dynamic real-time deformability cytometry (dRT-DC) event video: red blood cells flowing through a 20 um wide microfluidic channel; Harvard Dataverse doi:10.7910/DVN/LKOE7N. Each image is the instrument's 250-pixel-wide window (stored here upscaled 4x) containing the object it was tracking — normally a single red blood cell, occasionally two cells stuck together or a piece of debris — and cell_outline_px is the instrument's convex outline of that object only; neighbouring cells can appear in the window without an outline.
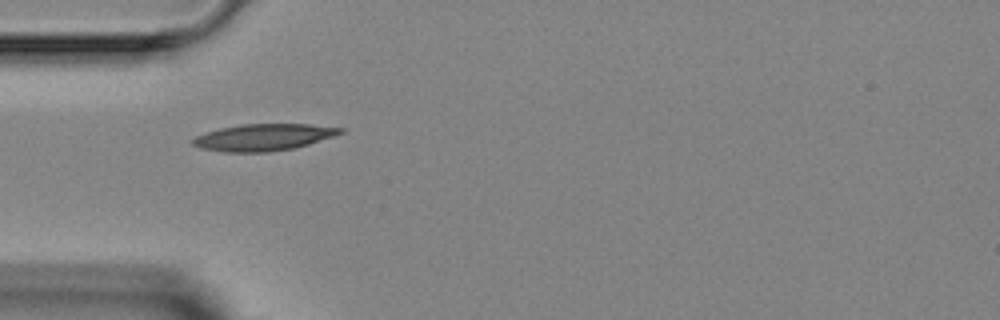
{"species": "Egyptian fruit bat (a non-hibernating species)", "species_latin": "Rousettus aegyptiacus", "temperature_condition": "room temperature", "stored_images_in_passage": 4, "camera_frame_rate_fps": 3000, "um_per_image_px": 0.085, "animal": {"sex": "female"}, "frame": {"image": 1, "passage_image": 1, "time_ms": 0.0, "image_size_px": [1000, 320], "cell_outline_px": [[344, 132], [336, 136], [296, 148], [268, 152], [224, 152], [200, 148], [192, 144], [188, 140], [196, 136], [220, 128], [240, 124], [308, 124], [344, 128]], "centroid_in_image_um": [22.41, 11.67], "position_along_channel_um": 62.6, "area_um2": 23.24}}
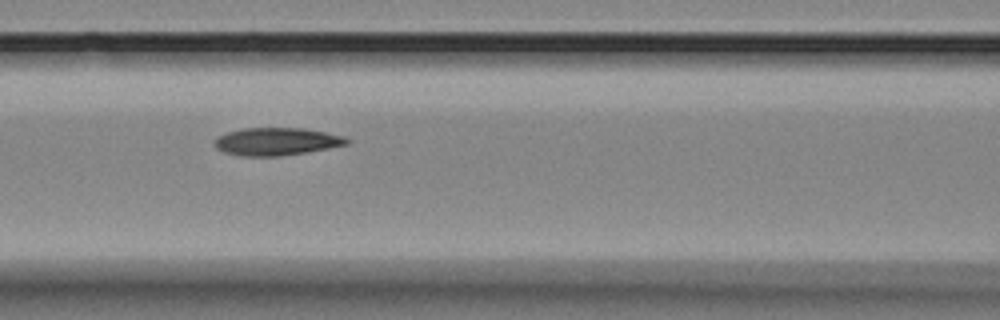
{"frame": {"image": 2, "passage_image": 3, "time_ms": 2.0, "image_size_px": [1000, 320], "cell_outline_px": [[352, 140], [348, 144], [308, 152], [280, 156], [240, 156], [224, 152], [216, 148], [212, 144], [212, 140], [216, 136], [228, 132], [244, 128], [304, 128], [344, 136]], "centroid_in_image_um": [23.47, 12.03], "position_along_channel_um": 143.1, "area_um2": 21.56}}
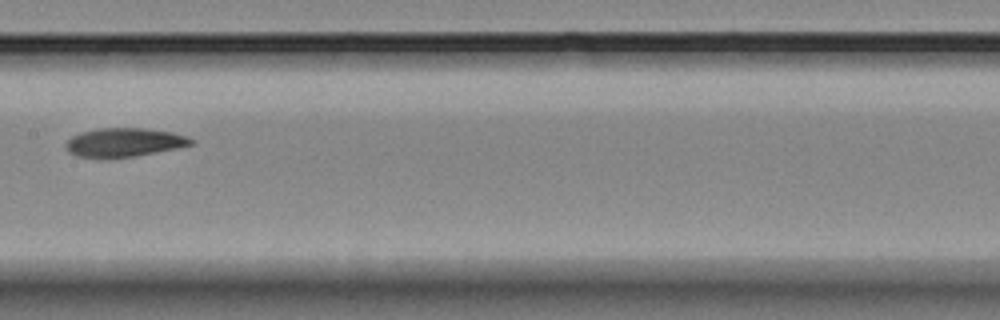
{"frame": {"image": 3, "passage_image": 4, "time_ms": 3.333, "image_size_px": [1000, 320], "cell_outline_px": [[196, 144], [176, 148], [132, 156], [76, 156], [68, 152], [64, 148], [64, 144], [72, 136], [80, 132], [96, 128], [144, 128], [172, 132], [188, 136], [196, 140]], "centroid_in_image_um": [10.58, 12.07], "position_along_channel_um": 196.8, "area_um2": 20.75}}